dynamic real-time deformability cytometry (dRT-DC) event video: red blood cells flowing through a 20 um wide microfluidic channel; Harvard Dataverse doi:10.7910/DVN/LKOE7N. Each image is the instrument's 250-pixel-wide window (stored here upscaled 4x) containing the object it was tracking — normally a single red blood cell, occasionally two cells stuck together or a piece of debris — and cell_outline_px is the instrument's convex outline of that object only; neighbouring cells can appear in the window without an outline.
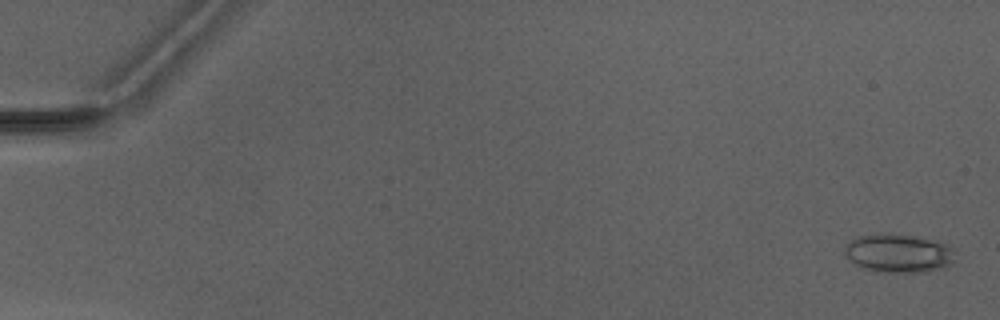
{"species": "Egyptian fruit bat (a non-hibernating species)", "species_latin": "Rousettus aegyptiacus", "temperature_condition": "warm", "stored_images_in_passage": 6, "camera_frame_rate_fps": 3000, "um_per_image_px": 0.085, "animal": {"sex": "male"}, "frame": {"image": 1, "passage_image": 1, "time_ms": 0.0, "image_size_px": [1000, 320], "cell_outline_px": [[952, 260], [948, 264], [924, 272], [880, 272], [864, 268], [848, 260], [844, 256], [844, 244], [852, 236], [916, 236], [944, 244], [952, 248]], "centroid_in_image_um": [76.25, 21.55], "position_along_channel_um": 8.8, "area_um2": 23.93}}